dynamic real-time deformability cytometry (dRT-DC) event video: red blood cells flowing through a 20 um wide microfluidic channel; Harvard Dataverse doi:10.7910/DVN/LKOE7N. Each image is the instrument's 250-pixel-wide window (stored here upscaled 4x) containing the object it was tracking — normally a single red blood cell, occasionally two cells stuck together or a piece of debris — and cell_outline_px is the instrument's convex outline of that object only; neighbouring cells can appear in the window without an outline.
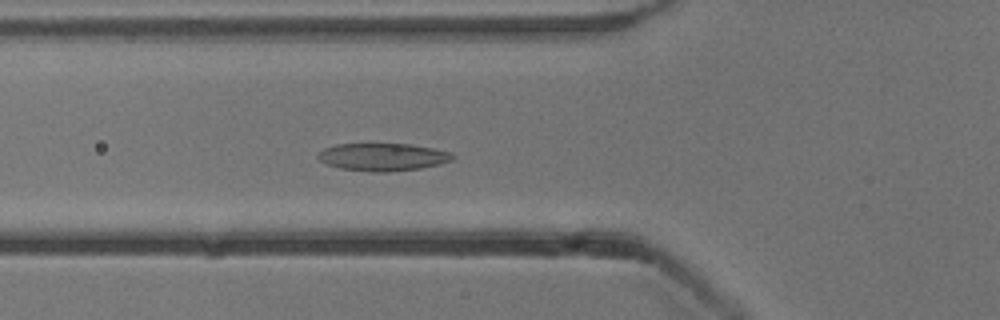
{"species": "common noctule bat (a hibernating species)", "species_latin": "Nyctalus noctula", "temperature_condition": "cold", "stored_images_in_passage": 38, "camera_frame_rate_fps": 3000, "um_per_image_px": 0.085, "animal": {"sex": "male", "body_mass_g": 13.3}, "frame": {"image": 1, "passage_image": 13, "time_ms": 4.0, "image_size_px": [1000, 320], "cell_outline_px": [[456, 156], [452, 160], [440, 164], [420, 168], [388, 172], [372, 172], [340, 168], [324, 164], [316, 156], [324, 148], [336, 144], [408, 144], [432, 148], [448, 152]], "centroid_in_image_um": [32.5, 13.35], "position_along_channel_um": 93.3, "area_um2": 21.62}}
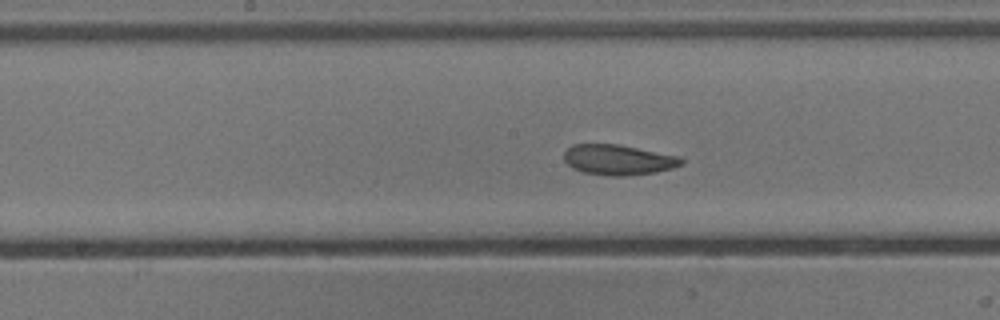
{"frame": {"image": 2, "passage_image": 21, "time_ms": 6.667, "image_size_px": [1000, 320], "cell_outline_px": [[684, 164], [672, 168], [656, 172], [624, 176], [612, 176], [584, 172], [572, 168], [564, 160], [564, 152], [572, 144], [620, 144], [680, 156], [684, 160]], "centroid_in_image_um": [52.58, 13.57], "position_along_channel_um": 195.6, "area_um2": 20.87}}
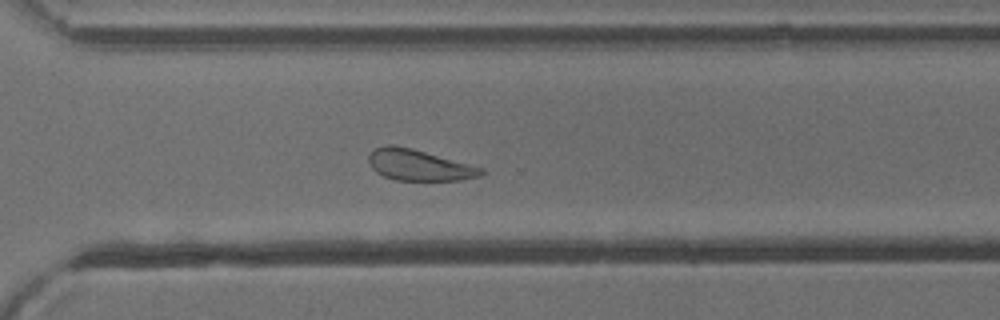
{"frame": {"image": 3, "passage_image": 32, "time_ms": 10.333, "image_size_px": [1000, 320], "cell_outline_px": [[484, 172], [480, 176], [460, 180], [396, 180], [384, 176], [376, 172], [372, 168], [368, 160], [368, 152], [376, 148], [388, 144], [392, 144], [412, 148], [484, 168]], "centroid_in_image_um": [35.59, 14.02], "position_along_channel_um": 335.0, "area_um2": 20.35}, "authors_computed_cell_mechanics": {"area_um2": 21.2993, "velocity_mm_per_s": 3.8047, "shape_relaxation_time_tau1_ms": 5.3315, "shape_relaxation_time_tau2_ms": 5.6286, "deformation_change_tau1": 0.1277, "deformation_change_tau2": 0.1224}}